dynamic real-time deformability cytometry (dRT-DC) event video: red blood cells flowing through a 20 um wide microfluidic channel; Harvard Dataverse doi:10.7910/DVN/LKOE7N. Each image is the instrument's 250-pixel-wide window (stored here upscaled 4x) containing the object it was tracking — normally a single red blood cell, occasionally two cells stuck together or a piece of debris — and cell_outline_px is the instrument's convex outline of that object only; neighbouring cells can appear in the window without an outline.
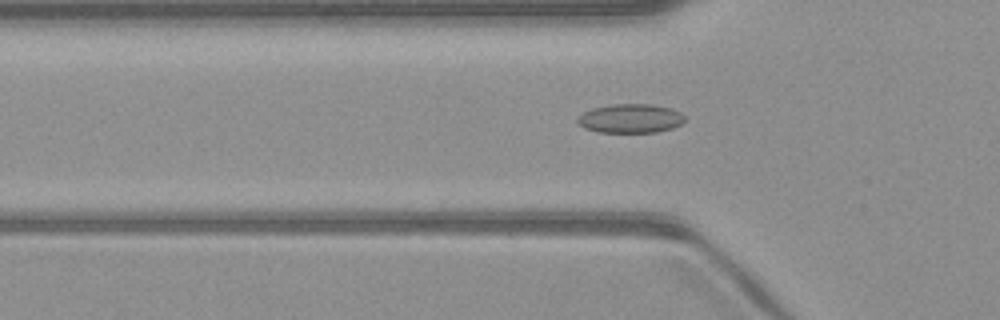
{"species": "common noctule bat (a hibernating species)", "species_latin": "Nyctalus noctula", "temperature_condition": "warm", "stored_images_in_passage": 45, "camera_frame_rate_fps": 3000, "um_per_image_px": 0.085, "animal": {"sex": "male", "body_mass_g": 23.1, "forearm_length_mm": 52.7}, "frame": {"image": 1, "passage_image": 16, "time_ms": 5.0, "image_size_px": [1000, 320], "cell_outline_px": [[688, 120], [672, 128], [656, 132], [596, 132], [584, 128], [576, 120], [584, 112], [592, 108], [612, 104], [652, 104], [672, 108], [680, 112]], "centroid_in_image_um": [53.62, 10.06], "position_along_channel_um": 72.2, "area_um2": 18.21}}
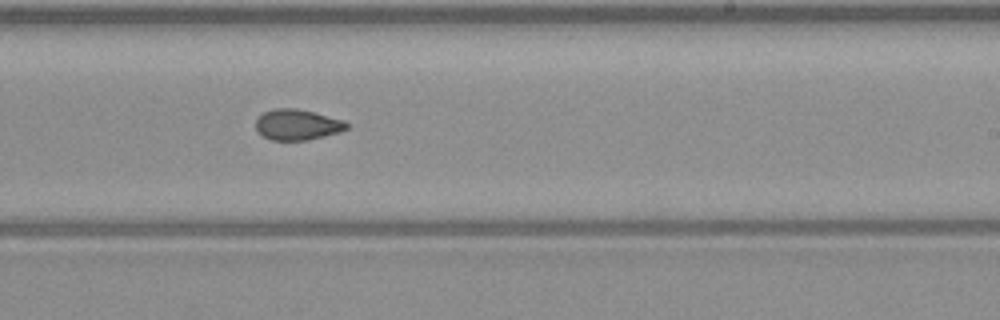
{"frame": {"image": 2, "passage_image": 30, "time_ms": 9.667, "image_size_px": [1000, 320], "cell_outline_px": [[348, 128], [340, 132], [308, 140], [272, 140], [264, 136], [256, 128], [256, 120], [264, 112], [276, 108], [296, 108], [344, 120], [348, 124]], "centroid_in_image_um": [25.29, 10.6], "position_along_channel_um": 263.7, "area_um2": 16.07}}
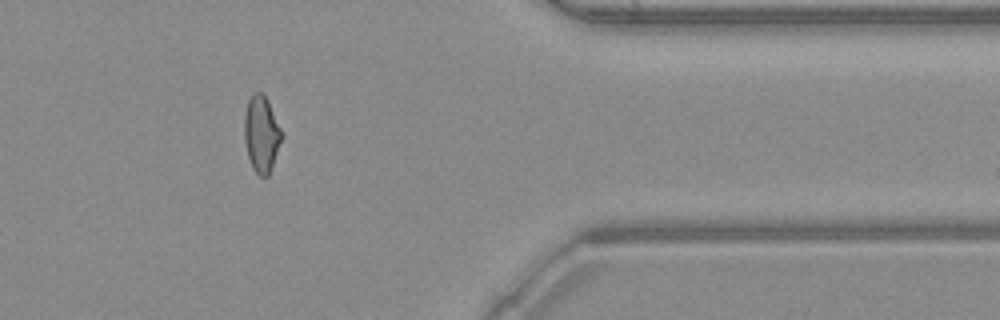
{"frame": {"image": 3, "passage_image": 41, "time_ms": 13.333, "image_size_px": [1000, 320], "cell_outline_px": [[284, 136], [272, 168], [268, 176], [260, 176], [252, 168], [248, 156], [244, 140], [244, 116], [248, 100], [252, 92], [260, 92], [268, 100], [284, 132]], "centroid_in_image_um": [22.25, 11.38], "position_along_channel_um": 389.2, "area_um2": 17.05}, "authors_computed_cell_mechanics": {"area_um2": 17.051, "velocity_mm_per_s": 4.0807, "shape_relaxation_time_tau1_ms": null, "shape_relaxation_time_tau2_ms": 2.263, "deformation_change_tau1": null, "deformation_change_tau2": 0.0754}}